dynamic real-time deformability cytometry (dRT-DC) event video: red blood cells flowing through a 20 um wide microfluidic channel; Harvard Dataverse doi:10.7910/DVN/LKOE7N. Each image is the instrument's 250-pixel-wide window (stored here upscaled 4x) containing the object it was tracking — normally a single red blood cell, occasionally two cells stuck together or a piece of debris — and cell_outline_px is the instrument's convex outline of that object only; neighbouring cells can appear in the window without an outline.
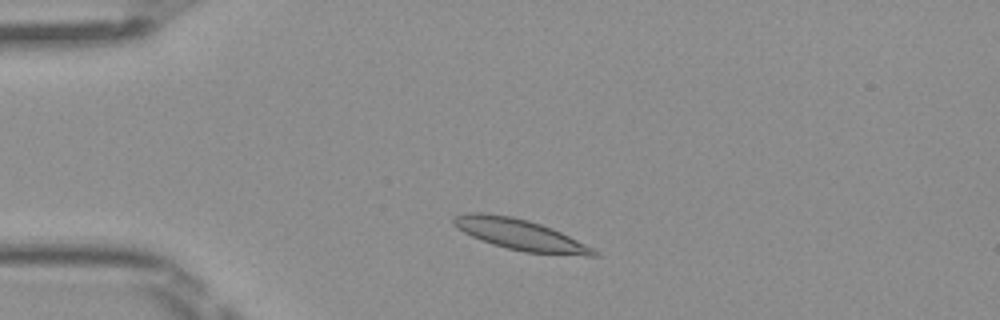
{"species": "Egyptian fruit bat (a non-hibernating species)", "species_latin": "Rousettus aegyptiacus", "temperature_condition": "room temperature", "stored_images_in_passage": 42, "camera_frame_rate_fps": 3000, "um_per_image_px": 0.085, "frame": {"image": 1, "passage_image": 4, "time_ms": 1.0, "image_size_px": [1000, 320], "cell_outline_px": [[600, 256], [588, 256], [524, 252], [492, 244], [480, 240], [464, 232], [452, 224], [452, 220], [456, 216], [464, 212], [484, 212], [512, 216], [528, 220], [552, 228], [600, 252]], "centroid_in_image_um": [44.18, 19.93], "position_along_channel_um": 40.8, "area_um2": 25.14}}
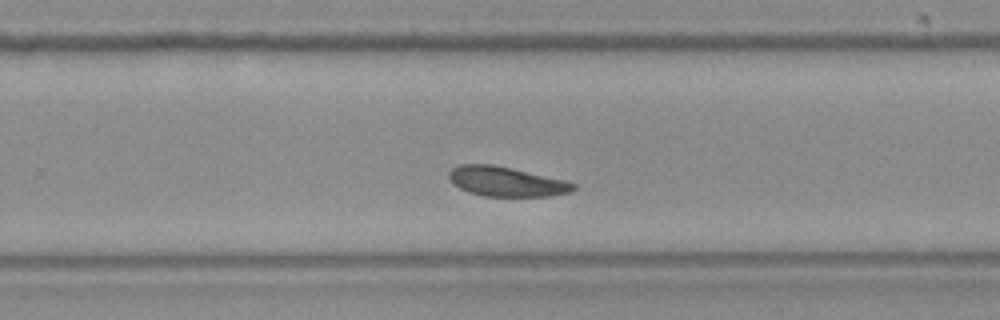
{"frame": {"image": 2, "passage_image": 25, "time_ms": 8.0, "image_size_px": [1000, 320], "cell_outline_px": [[576, 188], [572, 192], [548, 196], [484, 196], [468, 192], [452, 184], [448, 176], [448, 172], [452, 168], [460, 164], [492, 164], [512, 168], [568, 180], [576, 184]], "centroid_in_image_um": [43.05, 15.43], "position_along_channel_um": 286.8, "area_um2": 21.79}}
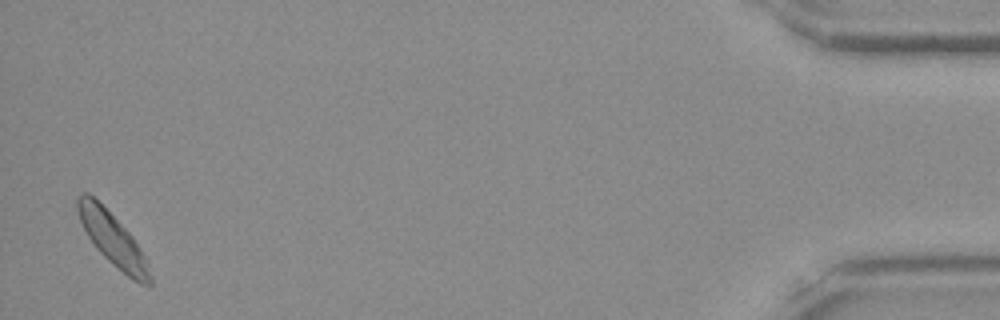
{"frame": {"image": 3, "passage_image": 42, "time_ms": 13.667, "image_size_px": [1000, 320], "cell_outline_px": [[152, 284], [140, 284], [132, 280], [112, 264], [96, 248], [88, 236], [80, 220], [76, 208], [76, 196], [80, 192], [88, 192], [132, 236], [140, 248], [144, 256], [152, 276]], "centroid_in_image_um": [9.56, 20.35], "position_along_channel_um": 425.6, "area_um2": 21.79}, "authors_computed_cell_mechanics": {"area_um2": 21.9929, "velocity_mm_per_s": 3.9642, "shape_relaxation_time_tau1_ms": 11.3371, "shape_relaxation_time_tau2_ms": null, "deformation_change_tau1": 0.1956, "deformation_change_tau2": null}}